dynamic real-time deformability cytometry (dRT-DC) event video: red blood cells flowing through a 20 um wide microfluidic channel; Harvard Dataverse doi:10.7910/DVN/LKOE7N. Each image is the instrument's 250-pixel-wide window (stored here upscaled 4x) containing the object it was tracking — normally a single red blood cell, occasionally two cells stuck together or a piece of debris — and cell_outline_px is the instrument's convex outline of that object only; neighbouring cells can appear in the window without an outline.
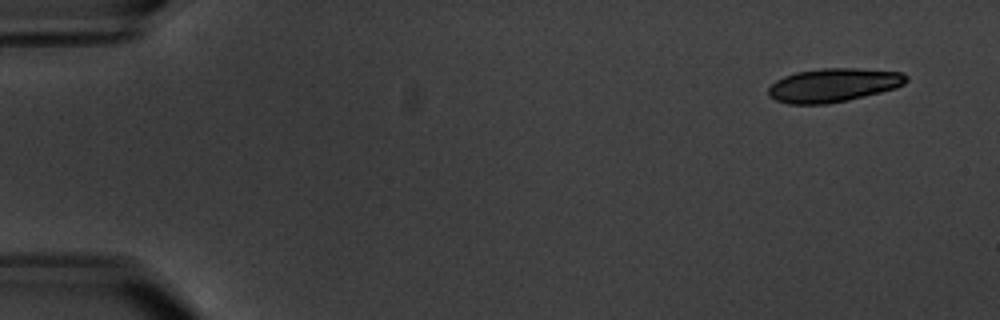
{"species": "common noctule bat (a hibernating species)", "species_latin": "Nyctalus noctula", "temperature_condition": "warm", "stored_images_in_passage": 6, "segment_of_instrument_passage": [1, 2], "camera_frame_rate_fps": 3000, "um_per_image_px": 0.085, "animal": {"sex": "male", "body_mass_g": 20.1, "forearm_length_mm": 53.5}, "frame": {"image": 1, "passage_image": 1, "time_ms": 0.0, "image_size_px": [1000, 320], "cell_outline_px": [[908, 80], [904, 84], [896, 88], [848, 100], [828, 104], [788, 104], [776, 100], [768, 96], [768, 88], [776, 80], [784, 76], [796, 72], [824, 68], [856, 68], [904, 72], [908, 76]], "centroid_in_image_um": [70.84, 7.23], "position_along_channel_um": 14.2, "area_um2": 27.17}}